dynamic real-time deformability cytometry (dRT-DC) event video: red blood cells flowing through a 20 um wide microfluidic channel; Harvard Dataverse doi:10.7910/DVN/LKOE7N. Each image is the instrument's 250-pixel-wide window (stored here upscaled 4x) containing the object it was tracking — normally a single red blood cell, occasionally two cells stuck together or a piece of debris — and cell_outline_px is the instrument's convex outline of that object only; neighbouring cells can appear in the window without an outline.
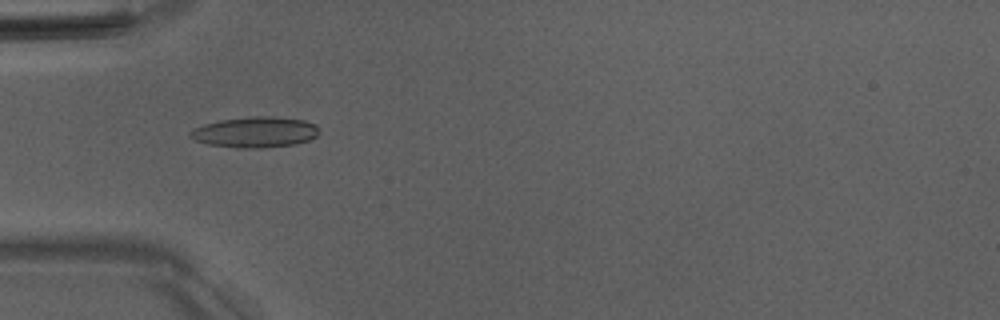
{"species": "Egyptian fruit bat (a non-hibernating species)", "species_latin": "Rousettus aegyptiacus", "temperature_condition": "room temperature", "stored_images_in_passage": 14, "camera_frame_rate_fps": 3000, "um_per_image_px": 0.085, "animal": {"sex": "male"}, "frame": {"image": 1, "passage_image": 8, "time_ms": 2.333, "image_size_px": [1000, 320], "cell_outline_px": [[320, 132], [312, 140], [296, 144], [264, 148], [240, 148], [208, 144], [196, 140], [188, 136], [188, 132], [204, 124], [220, 120], [252, 116], [272, 116], [304, 120], [316, 124]], "centroid_in_image_um": [21.73, 11.23], "position_along_channel_um": 63.3, "area_um2": 23.24}}
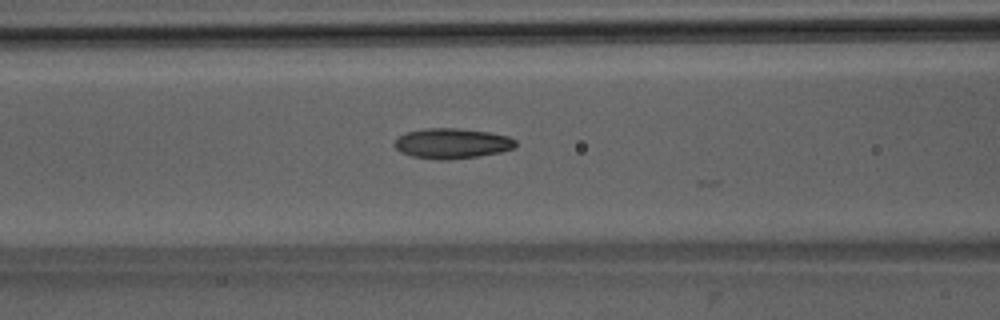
{"frame": {"image": 2, "passage_image": 13, "time_ms": 4.0, "image_size_px": [1000, 320], "cell_outline_px": [[516, 144], [512, 148], [500, 152], [480, 156], [448, 160], [440, 160], [412, 156], [400, 152], [392, 144], [404, 132], [428, 128], [456, 128], [488, 132], [508, 136], [516, 140]], "centroid_in_image_um": [38.39, 12.19], "position_along_channel_um": 128.2, "area_um2": 21.33}}